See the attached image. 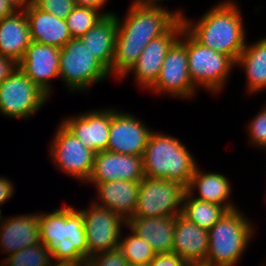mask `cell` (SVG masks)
Segmentation results:
<instances>
[{"instance_id":"cell-20","label":"cell","mask_w":266,"mask_h":266,"mask_svg":"<svg viewBox=\"0 0 266 266\" xmlns=\"http://www.w3.org/2000/svg\"><path fill=\"white\" fill-rule=\"evenodd\" d=\"M24 11L29 23L31 41L62 49L72 39L65 19L38 8L34 3Z\"/></svg>"},{"instance_id":"cell-24","label":"cell","mask_w":266,"mask_h":266,"mask_svg":"<svg viewBox=\"0 0 266 266\" xmlns=\"http://www.w3.org/2000/svg\"><path fill=\"white\" fill-rule=\"evenodd\" d=\"M30 28L25 11H16L0 21V54L17 63L31 43Z\"/></svg>"},{"instance_id":"cell-2","label":"cell","mask_w":266,"mask_h":266,"mask_svg":"<svg viewBox=\"0 0 266 266\" xmlns=\"http://www.w3.org/2000/svg\"><path fill=\"white\" fill-rule=\"evenodd\" d=\"M224 0L206 12L197 23L183 19L184 29L201 45L229 56L235 63L245 48V29L240 9Z\"/></svg>"},{"instance_id":"cell-7","label":"cell","mask_w":266,"mask_h":266,"mask_svg":"<svg viewBox=\"0 0 266 266\" xmlns=\"http://www.w3.org/2000/svg\"><path fill=\"white\" fill-rule=\"evenodd\" d=\"M186 49L188 70L193 84L213 93L222 90L236 63L229 56L201 45L187 31Z\"/></svg>"},{"instance_id":"cell-37","label":"cell","mask_w":266,"mask_h":266,"mask_svg":"<svg viewBox=\"0 0 266 266\" xmlns=\"http://www.w3.org/2000/svg\"><path fill=\"white\" fill-rule=\"evenodd\" d=\"M108 0H74L76 6L88 7L100 10L106 5Z\"/></svg>"},{"instance_id":"cell-15","label":"cell","mask_w":266,"mask_h":266,"mask_svg":"<svg viewBox=\"0 0 266 266\" xmlns=\"http://www.w3.org/2000/svg\"><path fill=\"white\" fill-rule=\"evenodd\" d=\"M144 177L143 156L105 150L95 153L93 170L87 183L99 184L116 180L141 181Z\"/></svg>"},{"instance_id":"cell-6","label":"cell","mask_w":266,"mask_h":266,"mask_svg":"<svg viewBox=\"0 0 266 266\" xmlns=\"http://www.w3.org/2000/svg\"><path fill=\"white\" fill-rule=\"evenodd\" d=\"M90 53L80 38H72L60 49L59 77L70 91H85L110 76L109 70Z\"/></svg>"},{"instance_id":"cell-34","label":"cell","mask_w":266,"mask_h":266,"mask_svg":"<svg viewBox=\"0 0 266 266\" xmlns=\"http://www.w3.org/2000/svg\"><path fill=\"white\" fill-rule=\"evenodd\" d=\"M149 266H189V264L182 257L171 252L156 254Z\"/></svg>"},{"instance_id":"cell-38","label":"cell","mask_w":266,"mask_h":266,"mask_svg":"<svg viewBox=\"0 0 266 266\" xmlns=\"http://www.w3.org/2000/svg\"><path fill=\"white\" fill-rule=\"evenodd\" d=\"M17 10L7 0H0V21L13 15Z\"/></svg>"},{"instance_id":"cell-19","label":"cell","mask_w":266,"mask_h":266,"mask_svg":"<svg viewBox=\"0 0 266 266\" xmlns=\"http://www.w3.org/2000/svg\"><path fill=\"white\" fill-rule=\"evenodd\" d=\"M0 222V249L7 255L14 254L26 247L39 244V215L25 214L9 219H2Z\"/></svg>"},{"instance_id":"cell-4","label":"cell","mask_w":266,"mask_h":266,"mask_svg":"<svg viewBox=\"0 0 266 266\" xmlns=\"http://www.w3.org/2000/svg\"><path fill=\"white\" fill-rule=\"evenodd\" d=\"M179 139L151 132L143 154L144 176L177 182L188 187L197 164Z\"/></svg>"},{"instance_id":"cell-13","label":"cell","mask_w":266,"mask_h":266,"mask_svg":"<svg viewBox=\"0 0 266 266\" xmlns=\"http://www.w3.org/2000/svg\"><path fill=\"white\" fill-rule=\"evenodd\" d=\"M152 130L129 113L111 108V126L107 151L143 156Z\"/></svg>"},{"instance_id":"cell-21","label":"cell","mask_w":266,"mask_h":266,"mask_svg":"<svg viewBox=\"0 0 266 266\" xmlns=\"http://www.w3.org/2000/svg\"><path fill=\"white\" fill-rule=\"evenodd\" d=\"M177 215L163 217H131L127 221L130 231L136 233L152 247L156 254L171 253L174 225Z\"/></svg>"},{"instance_id":"cell-5","label":"cell","mask_w":266,"mask_h":266,"mask_svg":"<svg viewBox=\"0 0 266 266\" xmlns=\"http://www.w3.org/2000/svg\"><path fill=\"white\" fill-rule=\"evenodd\" d=\"M239 211H227L208 230V253L203 266H234L240 261L254 230Z\"/></svg>"},{"instance_id":"cell-17","label":"cell","mask_w":266,"mask_h":266,"mask_svg":"<svg viewBox=\"0 0 266 266\" xmlns=\"http://www.w3.org/2000/svg\"><path fill=\"white\" fill-rule=\"evenodd\" d=\"M80 142L95 153L107 150L111 109L85 112L61 122Z\"/></svg>"},{"instance_id":"cell-8","label":"cell","mask_w":266,"mask_h":266,"mask_svg":"<svg viewBox=\"0 0 266 266\" xmlns=\"http://www.w3.org/2000/svg\"><path fill=\"white\" fill-rule=\"evenodd\" d=\"M48 97L17 67L0 84V113L4 116L25 120L37 113Z\"/></svg>"},{"instance_id":"cell-32","label":"cell","mask_w":266,"mask_h":266,"mask_svg":"<svg viewBox=\"0 0 266 266\" xmlns=\"http://www.w3.org/2000/svg\"><path fill=\"white\" fill-rule=\"evenodd\" d=\"M34 4L60 19H66L74 9V0H34Z\"/></svg>"},{"instance_id":"cell-16","label":"cell","mask_w":266,"mask_h":266,"mask_svg":"<svg viewBox=\"0 0 266 266\" xmlns=\"http://www.w3.org/2000/svg\"><path fill=\"white\" fill-rule=\"evenodd\" d=\"M59 60V48L32 41L18 67L50 98V81L59 78Z\"/></svg>"},{"instance_id":"cell-28","label":"cell","mask_w":266,"mask_h":266,"mask_svg":"<svg viewBox=\"0 0 266 266\" xmlns=\"http://www.w3.org/2000/svg\"><path fill=\"white\" fill-rule=\"evenodd\" d=\"M3 261L2 266H49L53 262L50 249L42 242L8 255Z\"/></svg>"},{"instance_id":"cell-10","label":"cell","mask_w":266,"mask_h":266,"mask_svg":"<svg viewBox=\"0 0 266 266\" xmlns=\"http://www.w3.org/2000/svg\"><path fill=\"white\" fill-rule=\"evenodd\" d=\"M56 132L50 145V156L55 165L60 171L86 183L93 170L95 152L80 142L62 123Z\"/></svg>"},{"instance_id":"cell-40","label":"cell","mask_w":266,"mask_h":266,"mask_svg":"<svg viewBox=\"0 0 266 266\" xmlns=\"http://www.w3.org/2000/svg\"><path fill=\"white\" fill-rule=\"evenodd\" d=\"M17 11H24L34 3V0H7Z\"/></svg>"},{"instance_id":"cell-35","label":"cell","mask_w":266,"mask_h":266,"mask_svg":"<svg viewBox=\"0 0 266 266\" xmlns=\"http://www.w3.org/2000/svg\"><path fill=\"white\" fill-rule=\"evenodd\" d=\"M18 67V63L10 57L0 54V84Z\"/></svg>"},{"instance_id":"cell-1","label":"cell","mask_w":266,"mask_h":266,"mask_svg":"<svg viewBox=\"0 0 266 266\" xmlns=\"http://www.w3.org/2000/svg\"><path fill=\"white\" fill-rule=\"evenodd\" d=\"M121 23L118 18V29L115 41V53L112 73L121 79L137 62L145 46L153 39L167 33L184 16L180 10L170 12L162 8L135 7Z\"/></svg>"},{"instance_id":"cell-23","label":"cell","mask_w":266,"mask_h":266,"mask_svg":"<svg viewBox=\"0 0 266 266\" xmlns=\"http://www.w3.org/2000/svg\"><path fill=\"white\" fill-rule=\"evenodd\" d=\"M118 17L114 14L104 15L85 35L81 41L112 75V63L115 53Z\"/></svg>"},{"instance_id":"cell-3","label":"cell","mask_w":266,"mask_h":266,"mask_svg":"<svg viewBox=\"0 0 266 266\" xmlns=\"http://www.w3.org/2000/svg\"><path fill=\"white\" fill-rule=\"evenodd\" d=\"M38 215L40 241L50 249L52 260L86 265L88 248L82 213L70 206Z\"/></svg>"},{"instance_id":"cell-27","label":"cell","mask_w":266,"mask_h":266,"mask_svg":"<svg viewBox=\"0 0 266 266\" xmlns=\"http://www.w3.org/2000/svg\"><path fill=\"white\" fill-rule=\"evenodd\" d=\"M193 197L192 194L185 192L181 214L200 228L208 231L227 210L221 205L198 200Z\"/></svg>"},{"instance_id":"cell-41","label":"cell","mask_w":266,"mask_h":266,"mask_svg":"<svg viewBox=\"0 0 266 266\" xmlns=\"http://www.w3.org/2000/svg\"><path fill=\"white\" fill-rule=\"evenodd\" d=\"M55 264H53L52 262V265L50 264L49 266H76L74 264H68V263H61V262H54Z\"/></svg>"},{"instance_id":"cell-12","label":"cell","mask_w":266,"mask_h":266,"mask_svg":"<svg viewBox=\"0 0 266 266\" xmlns=\"http://www.w3.org/2000/svg\"><path fill=\"white\" fill-rule=\"evenodd\" d=\"M84 218L88 258L119 247L122 224L127 221L119 214L94 202L86 210H79Z\"/></svg>"},{"instance_id":"cell-26","label":"cell","mask_w":266,"mask_h":266,"mask_svg":"<svg viewBox=\"0 0 266 266\" xmlns=\"http://www.w3.org/2000/svg\"><path fill=\"white\" fill-rule=\"evenodd\" d=\"M245 68L248 90L253 94L266 89V38L245 45L236 65Z\"/></svg>"},{"instance_id":"cell-39","label":"cell","mask_w":266,"mask_h":266,"mask_svg":"<svg viewBox=\"0 0 266 266\" xmlns=\"http://www.w3.org/2000/svg\"><path fill=\"white\" fill-rule=\"evenodd\" d=\"M160 1L162 2L163 0H134L131 5L135 7L162 8V6L159 5Z\"/></svg>"},{"instance_id":"cell-42","label":"cell","mask_w":266,"mask_h":266,"mask_svg":"<svg viewBox=\"0 0 266 266\" xmlns=\"http://www.w3.org/2000/svg\"><path fill=\"white\" fill-rule=\"evenodd\" d=\"M128 266H149V265L128 264Z\"/></svg>"},{"instance_id":"cell-36","label":"cell","mask_w":266,"mask_h":266,"mask_svg":"<svg viewBox=\"0 0 266 266\" xmlns=\"http://www.w3.org/2000/svg\"><path fill=\"white\" fill-rule=\"evenodd\" d=\"M14 194V186L10 180L0 176V205H3ZM1 212V209H0Z\"/></svg>"},{"instance_id":"cell-31","label":"cell","mask_w":266,"mask_h":266,"mask_svg":"<svg viewBox=\"0 0 266 266\" xmlns=\"http://www.w3.org/2000/svg\"><path fill=\"white\" fill-rule=\"evenodd\" d=\"M87 266H128V261L119 248L97 253L89 257Z\"/></svg>"},{"instance_id":"cell-18","label":"cell","mask_w":266,"mask_h":266,"mask_svg":"<svg viewBox=\"0 0 266 266\" xmlns=\"http://www.w3.org/2000/svg\"><path fill=\"white\" fill-rule=\"evenodd\" d=\"M172 252L189 265H203L208 253V231L178 214L174 225Z\"/></svg>"},{"instance_id":"cell-14","label":"cell","mask_w":266,"mask_h":266,"mask_svg":"<svg viewBox=\"0 0 266 266\" xmlns=\"http://www.w3.org/2000/svg\"><path fill=\"white\" fill-rule=\"evenodd\" d=\"M184 29L183 20H179L167 33L151 40L143 49L137 62L122 77L133 72L140 86L150 89L156 82L163 61L172 45L179 39Z\"/></svg>"},{"instance_id":"cell-22","label":"cell","mask_w":266,"mask_h":266,"mask_svg":"<svg viewBox=\"0 0 266 266\" xmlns=\"http://www.w3.org/2000/svg\"><path fill=\"white\" fill-rule=\"evenodd\" d=\"M100 202L95 204L119 214L126 221L134 215L137 206L140 181L116 180L94 184Z\"/></svg>"},{"instance_id":"cell-33","label":"cell","mask_w":266,"mask_h":266,"mask_svg":"<svg viewBox=\"0 0 266 266\" xmlns=\"http://www.w3.org/2000/svg\"><path fill=\"white\" fill-rule=\"evenodd\" d=\"M249 124V138L255 146L266 148V107Z\"/></svg>"},{"instance_id":"cell-11","label":"cell","mask_w":266,"mask_h":266,"mask_svg":"<svg viewBox=\"0 0 266 266\" xmlns=\"http://www.w3.org/2000/svg\"><path fill=\"white\" fill-rule=\"evenodd\" d=\"M195 89L197 87L189 75L186 30L183 29L179 39L167 52L157 80L149 90L166 93L175 98H189L195 94Z\"/></svg>"},{"instance_id":"cell-25","label":"cell","mask_w":266,"mask_h":266,"mask_svg":"<svg viewBox=\"0 0 266 266\" xmlns=\"http://www.w3.org/2000/svg\"><path fill=\"white\" fill-rule=\"evenodd\" d=\"M230 182L222 174L200 171L196 167L191 176L186 192L194 195L195 187L199 191V196L194 198L209 203L223 206L227 211L236 209V206L229 200L231 194Z\"/></svg>"},{"instance_id":"cell-9","label":"cell","mask_w":266,"mask_h":266,"mask_svg":"<svg viewBox=\"0 0 266 266\" xmlns=\"http://www.w3.org/2000/svg\"><path fill=\"white\" fill-rule=\"evenodd\" d=\"M186 188L177 182L144 177L133 217H163L182 213Z\"/></svg>"},{"instance_id":"cell-29","label":"cell","mask_w":266,"mask_h":266,"mask_svg":"<svg viewBox=\"0 0 266 266\" xmlns=\"http://www.w3.org/2000/svg\"><path fill=\"white\" fill-rule=\"evenodd\" d=\"M129 236L120 238L119 249L123 253L128 264L149 265L156 253L144 239L133 231ZM122 239V240H121Z\"/></svg>"},{"instance_id":"cell-30","label":"cell","mask_w":266,"mask_h":266,"mask_svg":"<svg viewBox=\"0 0 266 266\" xmlns=\"http://www.w3.org/2000/svg\"><path fill=\"white\" fill-rule=\"evenodd\" d=\"M112 12H99L98 10L75 6L65 19L72 38H80L85 35L104 15Z\"/></svg>"}]
</instances>
